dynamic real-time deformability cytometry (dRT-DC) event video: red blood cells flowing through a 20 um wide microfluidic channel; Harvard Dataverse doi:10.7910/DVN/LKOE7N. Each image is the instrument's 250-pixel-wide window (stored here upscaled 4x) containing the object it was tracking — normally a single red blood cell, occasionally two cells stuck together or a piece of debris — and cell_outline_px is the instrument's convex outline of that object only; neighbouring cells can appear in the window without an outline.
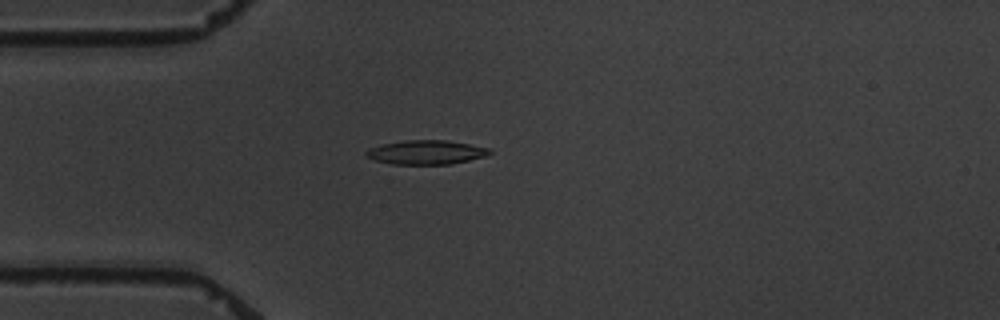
{"species": "common noctule bat (a hibernating species)", "species_latin": "Nyctalus noctula", "temperature_condition": "warm", "stored_images_in_passage": 3, "camera_frame_rate_fps": 3000, "um_per_image_px": 0.085, "animal": {"sex": "male", "body_mass_g": 19.5, "forearm_length_mm": 54.6}, "frame": {"image": 1, "passage_image": 1, "time_ms": 0.0, "image_size_px": [1000, 320], "cell_outline_px": [[492, 152], [484, 156], [468, 160], [448, 164], [392, 164], [376, 160], [368, 156], [364, 152], [368, 148], [384, 144], [404, 140], [448, 140], [492, 148]], "centroid_in_image_um": [36.24, 12.93], "position_along_channel_um": 48.8, "area_um2": 17.22}}
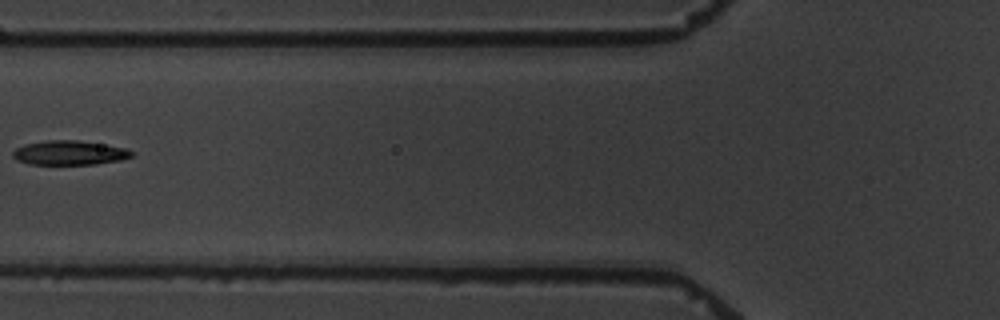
{"frame": {"image": 2, "passage_image": 3, "time_ms": 2.333, "image_size_px": [1000, 320], "cell_outline_px": [[132, 156], [120, 160], [96, 164], [28, 164], [12, 156], [12, 152], [16, 148], [24, 144], [48, 140], [76, 140], [124, 148], [132, 152]], "centroid_in_image_um": [5.86, 12.99], "position_along_channel_um": 119.9, "area_um2": 16.53}}